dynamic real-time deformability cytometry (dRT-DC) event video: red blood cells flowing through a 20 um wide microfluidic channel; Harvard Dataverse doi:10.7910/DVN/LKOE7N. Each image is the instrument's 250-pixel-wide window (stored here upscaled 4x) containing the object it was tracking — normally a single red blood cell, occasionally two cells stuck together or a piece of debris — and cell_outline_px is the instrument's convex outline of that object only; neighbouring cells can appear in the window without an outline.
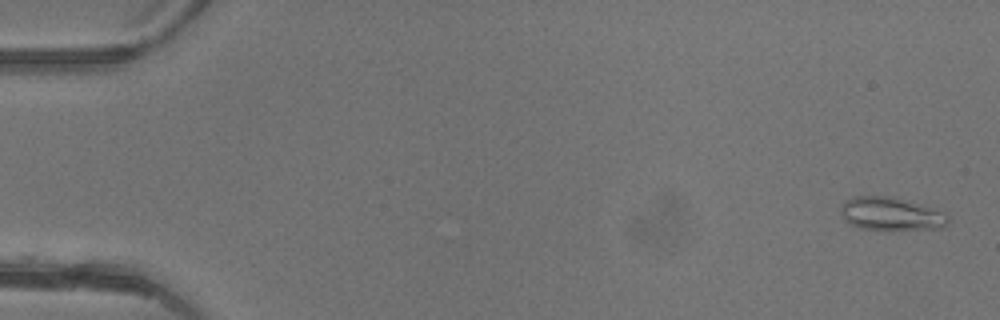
{"species": "common noctule bat (a hibernating species)", "species_latin": "Nyctalus noctula", "temperature_condition": "warm", "stored_images_in_passage": 32, "camera_frame_rate_fps": 3000, "um_per_image_px": 0.085, "animal": {"sex": "female"}, "frame": {"image": 1, "passage_image": 1, "time_ms": 0.0, "image_size_px": [1000, 320], "cell_outline_px": [[948, 224], [944, 228], [892, 232], [884, 232], [860, 228], [844, 220], [840, 212], [840, 204], [844, 200], [852, 196], [888, 196], [928, 208], [940, 212], [948, 216]], "centroid_in_image_um": [75.66, 18.24], "position_along_channel_um": 9.3, "area_um2": 21.15}}
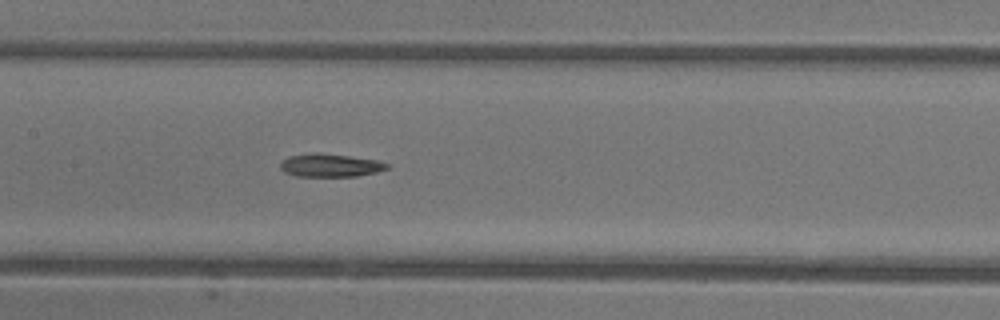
{"frame": {"image": 2, "passage_image": 23, "time_ms": 7.333, "image_size_px": [1000, 320], "cell_outline_px": [[388, 168], [376, 172], [356, 176], [296, 176], [284, 172], [280, 168], [280, 160], [288, 156], [312, 152], [320, 152], [376, 160], [388, 164]], "centroid_in_image_um": [27.99, 14.04], "position_along_channel_um": 179.4, "area_um2": 14.39}}
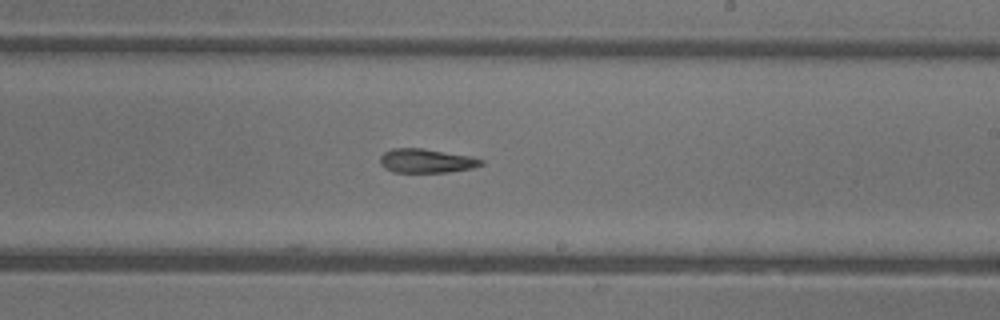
{"frame": {"image": 3, "passage_image": 28, "time_ms": 9.0, "image_size_px": [1000, 320], "cell_outline_px": [[484, 164], [472, 168], [448, 172], [392, 172], [384, 168], [380, 164], [380, 156], [384, 152], [392, 148], [424, 148], [472, 156], [484, 160]], "centroid_in_image_um": [36.24, 13.66], "position_along_channel_um": 252.8, "area_um2": 14.33}}